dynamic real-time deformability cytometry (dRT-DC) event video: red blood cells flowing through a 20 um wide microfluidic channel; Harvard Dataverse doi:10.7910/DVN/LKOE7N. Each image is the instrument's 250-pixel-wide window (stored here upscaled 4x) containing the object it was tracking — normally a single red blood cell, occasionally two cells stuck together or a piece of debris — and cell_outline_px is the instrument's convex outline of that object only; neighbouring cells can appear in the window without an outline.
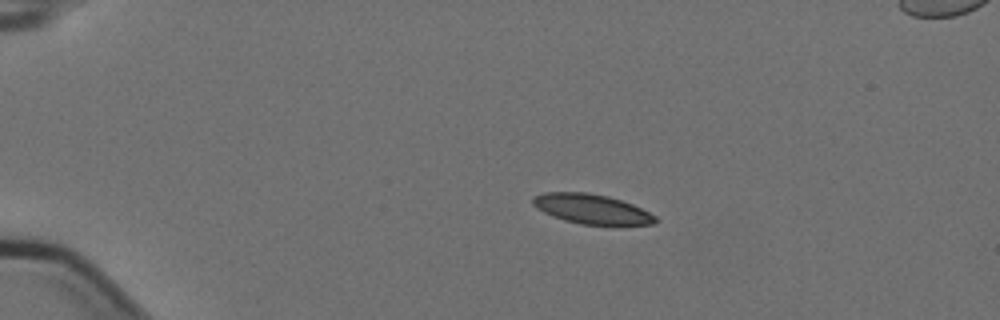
{"species": "Egyptian fruit bat (a non-hibernating species)", "species_latin": "Rousettus aegyptiacus", "temperature_condition": "cold", "stored_images_in_passage": 4, "camera_frame_rate_fps": 3000, "um_per_image_px": 0.085, "animal": {"sex": "female"}, "frame": {"image": 1, "passage_image": 1, "time_ms": 0.0, "image_size_px": [1000, 320], "cell_outline_px": [[656, 224], [580, 224], [564, 220], [552, 216], [536, 208], [532, 204], [532, 196], [544, 192], [588, 192], [608, 196], [632, 204], [656, 216]], "centroid_in_image_um": [50.23, 17.75], "position_along_channel_um": 34.8, "area_um2": 21.04}}
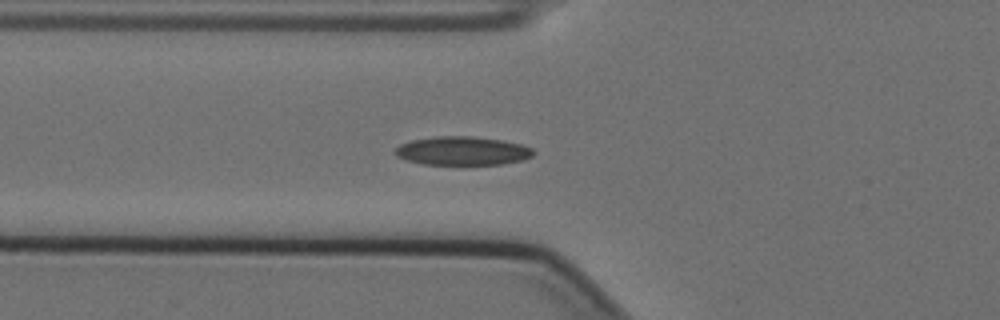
{"frame": {"image": 2, "passage_image": 4, "time_ms": 1.0, "image_size_px": [1000, 320], "cell_outline_px": [[536, 152], [532, 156], [524, 160], [500, 164], [424, 164], [408, 160], [396, 156], [392, 152], [400, 144], [412, 140], [436, 136], [472, 136], [500, 140], [520, 144], [532, 148]], "centroid_in_image_um": [39.3, 12.82], "position_along_channel_um": 86.5, "area_um2": 23.0}}